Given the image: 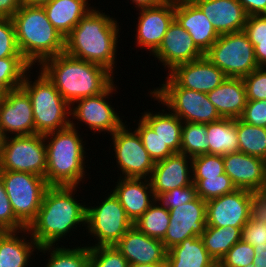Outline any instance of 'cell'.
<instances>
[{
  "mask_svg": "<svg viewBox=\"0 0 266 267\" xmlns=\"http://www.w3.org/2000/svg\"><path fill=\"white\" fill-rule=\"evenodd\" d=\"M168 267H218L201 237H190L167 251Z\"/></svg>",
  "mask_w": 266,
  "mask_h": 267,
  "instance_id": "obj_29",
  "label": "cell"
},
{
  "mask_svg": "<svg viewBox=\"0 0 266 267\" xmlns=\"http://www.w3.org/2000/svg\"><path fill=\"white\" fill-rule=\"evenodd\" d=\"M170 223L161 240L168 251L190 237H200L206 227V201L194 200L169 210Z\"/></svg>",
  "mask_w": 266,
  "mask_h": 267,
  "instance_id": "obj_15",
  "label": "cell"
},
{
  "mask_svg": "<svg viewBox=\"0 0 266 267\" xmlns=\"http://www.w3.org/2000/svg\"><path fill=\"white\" fill-rule=\"evenodd\" d=\"M225 173L237 189L259 191L266 189V161L245 154L233 152L223 155Z\"/></svg>",
  "mask_w": 266,
  "mask_h": 267,
  "instance_id": "obj_20",
  "label": "cell"
},
{
  "mask_svg": "<svg viewBox=\"0 0 266 267\" xmlns=\"http://www.w3.org/2000/svg\"><path fill=\"white\" fill-rule=\"evenodd\" d=\"M241 239L253 247L266 244V223L249 219L242 228Z\"/></svg>",
  "mask_w": 266,
  "mask_h": 267,
  "instance_id": "obj_49",
  "label": "cell"
},
{
  "mask_svg": "<svg viewBox=\"0 0 266 267\" xmlns=\"http://www.w3.org/2000/svg\"><path fill=\"white\" fill-rule=\"evenodd\" d=\"M0 129L4 137H10V132L14 136L34 134L32 102L22 87L0 96Z\"/></svg>",
  "mask_w": 266,
  "mask_h": 267,
  "instance_id": "obj_17",
  "label": "cell"
},
{
  "mask_svg": "<svg viewBox=\"0 0 266 267\" xmlns=\"http://www.w3.org/2000/svg\"><path fill=\"white\" fill-rule=\"evenodd\" d=\"M204 56L227 77L243 78L259 67L254 46L243 30L220 35Z\"/></svg>",
  "mask_w": 266,
  "mask_h": 267,
  "instance_id": "obj_7",
  "label": "cell"
},
{
  "mask_svg": "<svg viewBox=\"0 0 266 267\" xmlns=\"http://www.w3.org/2000/svg\"><path fill=\"white\" fill-rule=\"evenodd\" d=\"M115 85L113 82L101 94L76 100L71 105L77 103V106L71 107L72 119H79L78 121L85 123L90 130H95L94 133L96 131L99 133L106 131L110 135L115 133L124 124L114 108L106 101L109 99L108 96L116 91Z\"/></svg>",
  "mask_w": 266,
  "mask_h": 267,
  "instance_id": "obj_13",
  "label": "cell"
},
{
  "mask_svg": "<svg viewBox=\"0 0 266 267\" xmlns=\"http://www.w3.org/2000/svg\"><path fill=\"white\" fill-rule=\"evenodd\" d=\"M41 71L71 106L76 100L104 92L114 74L101 65L61 53L45 59Z\"/></svg>",
  "mask_w": 266,
  "mask_h": 267,
  "instance_id": "obj_3",
  "label": "cell"
},
{
  "mask_svg": "<svg viewBox=\"0 0 266 267\" xmlns=\"http://www.w3.org/2000/svg\"><path fill=\"white\" fill-rule=\"evenodd\" d=\"M239 119L253 126L266 128V100H247Z\"/></svg>",
  "mask_w": 266,
  "mask_h": 267,
  "instance_id": "obj_47",
  "label": "cell"
},
{
  "mask_svg": "<svg viewBox=\"0 0 266 267\" xmlns=\"http://www.w3.org/2000/svg\"><path fill=\"white\" fill-rule=\"evenodd\" d=\"M130 267H168L166 262L152 263V264H137L130 265Z\"/></svg>",
  "mask_w": 266,
  "mask_h": 267,
  "instance_id": "obj_57",
  "label": "cell"
},
{
  "mask_svg": "<svg viewBox=\"0 0 266 267\" xmlns=\"http://www.w3.org/2000/svg\"><path fill=\"white\" fill-rule=\"evenodd\" d=\"M225 173L222 155L203 154L192 158V179L218 177Z\"/></svg>",
  "mask_w": 266,
  "mask_h": 267,
  "instance_id": "obj_40",
  "label": "cell"
},
{
  "mask_svg": "<svg viewBox=\"0 0 266 267\" xmlns=\"http://www.w3.org/2000/svg\"><path fill=\"white\" fill-rule=\"evenodd\" d=\"M19 233L25 235L29 233V230L25 228L20 231L0 232V267H27L28 260L33 255L32 252L39 249L32 237L28 242L25 236L22 235V238L18 236Z\"/></svg>",
  "mask_w": 266,
  "mask_h": 267,
  "instance_id": "obj_27",
  "label": "cell"
},
{
  "mask_svg": "<svg viewBox=\"0 0 266 267\" xmlns=\"http://www.w3.org/2000/svg\"><path fill=\"white\" fill-rule=\"evenodd\" d=\"M22 56L16 41L15 28L11 18L0 17V59Z\"/></svg>",
  "mask_w": 266,
  "mask_h": 267,
  "instance_id": "obj_43",
  "label": "cell"
},
{
  "mask_svg": "<svg viewBox=\"0 0 266 267\" xmlns=\"http://www.w3.org/2000/svg\"><path fill=\"white\" fill-rule=\"evenodd\" d=\"M86 229L98 241L93 246L115 245L133 226L127 217L125 209L111 191L110 195L99 206L86 207Z\"/></svg>",
  "mask_w": 266,
  "mask_h": 267,
  "instance_id": "obj_11",
  "label": "cell"
},
{
  "mask_svg": "<svg viewBox=\"0 0 266 267\" xmlns=\"http://www.w3.org/2000/svg\"><path fill=\"white\" fill-rule=\"evenodd\" d=\"M150 94L182 122L208 124L222 119L207 93L182 87H158Z\"/></svg>",
  "mask_w": 266,
  "mask_h": 267,
  "instance_id": "obj_10",
  "label": "cell"
},
{
  "mask_svg": "<svg viewBox=\"0 0 266 267\" xmlns=\"http://www.w3.org/2000/svg\"><path fill=\"white\" fill-rule=\"evenodd\" d=\"M114 19L92 8L65 37L64 52L101 65L113 74L120 37L119 24Z\"/></svg>",
  "mask_w": 266,
  "mask_h": 267,
  "instance_id": "obj_1",
  "label": "cell"
},
{
  "mask_svg": "<svg viewBox=\"0 0 266 267\" xmlns=\"http://www.w3.org/2000/svg\"><path fill=\"white\" fill-rule=\"evenodd\" d=\"M243 31L254 47L259 42H266V15L247 16Z\"/></svg>",
  "mask_w": 266,
  "mask_h": 267,
  "instance_id": "obj_48",
  "label": "cell"
},
{
  "mask_svg": "<svg viewBox=\"0 0 266 267\" xmlns=\"http://www.w3.org/2000/svg\"><path fill=\"white\" fill-rule=\"evenodd\" d=\"M254 267H266V244L254 246Z\"/></svg>",
  "mask_w": 266,
  "mask_h": 267,
  "instance_id": "obj_53",
  "label": "cell"
},
{
  "mask_svg": "<svg viewBox=\"0 0 266 267\" xmlns=\"http://www.w3.org/2000/svg\"><path fill=\"white\" fill-rule=\"evenodd\" d=\"M206 124L183 122L180 153L191 158L209 154Z\"/></svg>",
  "mask_w": 266,
  "mask_h": 267,
  "instance_id": "obj_37",
  "label": "cell"
},
{
  "mask_svg": "<svg viewBox=\"0 0 266 267\" xmlns=\"http://www.w3.org/2000/svg\"><path fill=\"white\" fill-rule=\"evenodd\" d=\"M47 151L44 135L5 137L0 152V171L28 172L45 178Z\"/></svg>",
  "mask_w": 266,
  "mask_h": 267,
  "instance_id": "obj_9",
  "label": "cell"
},
{
  "mask_svg": "<svg viewBox=\"0 0 266 267\" xmlns=\"http://www.w3.org/2000/svg\"><path fill=\"white\" fill-rule=\"evenodd\" d=\"M254 247L242 239L234 244L218 263V267H246L253 264Z\"/></svg>",
  "mask_w": 266,
  "mask_h": 267,
  "instance_id": "obj_42",
  "label": "cell"
},
{
  "mask_svg": "<svg viewBox=\"0 0 266 267\" xmlns=\"http://www.w3.org/2000/svg\"><path fill=\"white\" fill-rule=\"evenodd\" d=\"M149 179L155 197L175 188L187 187L193 183L192 158L185 154L174 153L166 159L155 162Z\"/></svg>",
  "mask_w": 266,
  "mask_h": 267,
  "instance_id": "obj_21",
  "label": "cell"
},
{
  "mask_svg": "<svg viewBox=\"0 0 266 267\" xmlns=\"http://www.w3.org/2000/svg\"><path fill=\"white\" fill-rule=\"evenodd\" d=\"M25 74L21 87L29 95L34 116V134L65 129L71 125V106L58 92L54 84L40 70L38 79L33 81Z\"/></svg>",
  "mask_w": 266,
  "mask_h": 267,
  "instance_id": "obj_6",
  "label": "cell"
},
{
  "mask_svg": "<svg viewBox=\"0 0 266 267\" xmlns=\"http://www.w3.org/2000/svg\"><path fill=\"white\" fill-rule=\"evenodd\" d=\"M115 246L130 265L166 262L167 250L163 242L145 235L134 225Z\"/></svg>",
  "mask_w": 266,
  "mask_h": 267,
  "instance_id": "obj_22",
  "label": "cell"
},
{
  "mask_svg": "<svg viewBox=\"0 0 266 267\" xmlns=\"http://www.w3.org/2000/svg\"><path fill=\"white\" fill-rule=\"evenodd\" d=\"M125 209L127 217L134 223L155 202L150 179L120 178L112 190Z\"/></svg>",
  "mask_w": 266,
  "mask_h": 267,
  "instance_id": "obj_24",
  "label": "cell"
},
{
  "mask_svg": "<svg viewBox=\"0 0 266 267\" xmlns=\"http://www.w3.org/2000/svg\"><path fill=\"white\" fill-rule=\"evenodd\" d=\"M209 154L226 155L239 151L236 119L222 118L206 124Z\"/></svg>",
  "mask_w": 266,
  "mask_h": 267,
  "instance_id": "obj_31",
  "label": "cell"
},
{
  "mask_svg": "<svg viewBox=\"0 0 266 267\" xmlns=\"http://www.w3.org/2000/svg\"><path fill=\"white\" fill-rule=\"evenodd\" d=\"M4 136L2 134V131L0 129V152H1V149H2V146H3V143H4Z\"/></svg>",
  "mask_w": 266,
  "mask_h": 267,
  "instance_id": "obj_58",
  "label": "cell"
},
{
  "mask_svg": "<svg viewBox=\"0 0 266 267\" xmlns=\"http://www.w3.org/2000/svg\"><path fill=\"white\" fill-rule=\"evenodd\" d=\"M137 124L138 127L135 128V130L138 132L144 148L154 162L166 159L174 154L166 145H164L160 137L142 118Z\"/></svg>",
  "mask_w": 266,
  "mask_h": 267,
  "instance_id": "obj_39",
  "label": "cell"
},
{
  "mask_svg": "<svg viewBox=\"0 0 266 267\" xmlns=\"http://www.w3.org/2000/svg\"><path fill=\"white\" fill-rule=\"evenodd\" d=\"M213 24L219 35L242 31L247 14L238 0H192Z\"/></svg>",
  "mask_w": 266,
  "mask_h": 267,
  "instance_id": "obj_25",
  "label": "cell"
},
{
  "mask_svg": "<svg viewBox=\"0 0 266 267\" xmlns=\"http://www.w3.org/2000/svg\"><path fill=\"white\" fill-rule=\"evenodd\" d=\"M251 200L252 191L236 189L206 201V226L244 227L250 219Z\"/></svg>",
  "mask_w": 266,
  "mask_h": 267,
  "instance_id": "obj_16",
  "label": "cell"
},
{
  "mask_svg": "<svg viewBox=\"0 0 266 267\" xmlns=\"http://www.w3.org/2000/svg\"><path fill=\"white\" fill-rule=\"evenodd\" d=\"M247 16L266 15V0H238Z\"/></svg>",
  "mask_w": 266,
  "mask_h": 267,
  "instance_id": "obj_51",
  "label": "cell"
},
{
  "mask_svg": "<svg viewBox=\"0 0 266 267\" xmlns=\"http://www.w3.org/2000/svg\"><path fill=\"white\" fill-rule=\"evenodd\" d=\"M250 219L266 223V189L252 191Z\"/></svg>",
  "mask_w": 266,
  "mask_h": 267,
  "instance_id": "obj_50",
  "label": "cell"
},
{
  "mask_svg": "<svg viewBox=\"0 0 266 267\" xmlns=\"http://www.w3.org/2000/svg\"><path fill=\"white\" fill-rule=\"evenodd\" d=\"M76 186H49L35 220L27 228L39 247L55 245L77 225H86V205L74 198ZM74 193V194H73Z\"/></svg>",
  "mask_w": 266,
  "mask_h": 267,
  "instance_id": "obj_2",
  "label": "cell"
},
{
  "mask_svg": "<svg viewBox=\"0 0 266 267\" xmlns=\"http://www.w3.org/2000/svg\"><path fill=\"white\" fill-rule=\"evenodd\" d=\"M192 182L196 186L197 196L204 201L229 194L237 189L226 173L207 179H192Z\"/></svg>",
  "mask_w": 266,
  "mask_h": 267,
  "instance_id": "obj_38",
  "label": "cell"
},
{
  "mask_svg": "<svg viewBox=\"0 0 266 267\" xmlns=\"http://www.w3.org/2000/svg\"><path fill=\"white\" fill-rule=\"evenodd\" d=\"M256 62L259 67H266V42H259L254 47Z\"/></svg>",
  "mask_w": 266,
  "mask_h": 267,
  "instance_id": "obj_54",
  "label": "cell"
},
{
  "mask_svg": "<svg viewBox=\"0 0 266 267\" xmlns=\"http://www.w3.org/2000/svg\"><path fill=\"white\" fill-rule=\"evenodd\" d=\"M88 267H130L115 245L90 247Z\"/></svg>",
  "mask_w": 266,
  "mask_h": 267,
  "instance_id": "obj_41",
  "label": "cell"
},
{
  "mask_svg": "<svg viewBox=\"0 0 266 267\" xmlns=\"http://www.w3.org/2000/svg\"><path fill=\"white\" fill-rule=\"evenodd\" d=\"M11 19L19 51L32 67L64 53L65 38L49 21L42 6L22 4Z\"/></svg>",
  "mask_w": 266,
  "mask_h": 267,
  "instance_id": "obj_4",
  "label": "cell"
},
{
  "mask_svg": "<svg viewBox=\"0 0 266 267\" xmlns=\"http://www.w3.org/2000/svg\"><path fill=\"white\" fill-rule=\"evenodd\" d=\"M88 0H50L42 5L47 18L64 36L72 31L78 22L91 10Z\"/></svg>",
  "mask_w": 266,
  "mask_h": 267,
  "instance_id": "obj_28",
  "label": "cell"
},
{
  "mask_svg": "<svg viewBox=\"0 0 266 267\" xmlns=\"http://www.w3.org/2000/svg\"><path fill=\"white\" fill-rule=\"evenodd\" d=\"M175 20L186 29L203 53L220 36L205 13L192 0H175Z\"/></svg>",
  "mask_w": 266,
  "mask_h": 267,
  "instance_id": "obj_23",
  "label": "cell"
},
{
  "mask_svg": "<svg viewBox=\"0 0 266 267\" xmlns=\"http://www.w3.org/2000/svg\"><path fill=\"white\" fill-rule=\"evenodd\" d=\"M32 66L22 56L0 59V96L21 87L25 74Z\"/></svg>",
  "mask_w": 266,
  "mask_h": 267,
  "instance_id": "obj_36",
  "label": "cell"
},
{
  "mask_svg": "<svg viewBox=\"0 0 266 267\" xmlns=\"http://www.w3.org/2000/svg\"><path fill=\"white\" fill-rule=\"evenodd\" d=\"M168 70L204 56L191 35L175 19L169 25L161 45L153 54Z\"/></svg>",
  "mask_w": 266,
  "mask_h": 267,
  "instance_id": "obj_19",
  "label": "cell"
},
{
  "mask_svg": "<svg viewBox=\"0 0 266 267\" xmlns=\"http://www.w3.org/2000/svg\"><path fill=\"white\" fill-rule=\"evenodd\" d=\"M40 252H50V258L46 267H88L90 257V247L65 248L61 245H47L39 247Z\"/></svg>",
  "mask_w": 266,
  "mask_h": 267,
  "instance_id": "obj_35",
  "label": "cell"
},
{
  "mask_svg": "<svg viewBox=\"0 0 266 267\" xmlns=\"http://www.w3.org/2000/svg\"><path fill=\"white\" fill-rule=\"evenodd\" d=\"M15 217L26 227L35 220L49 185L46 179L28 172L0 171Z\"/></svg>",
  "mask_w": 266,
  "mask_h": 267,
  "instance_id": "obj_8",
  "label": "cell"
},
{
  "mask_svg": "<svg viewBox=\"0 0 266 267\" xmlns=\"http://www.w3.org/2000/svg\"><path fill=\"white\" fill-rule=\"evenodd\" d=\"M50 0H22V4L31 6H42L48 3Z\"/></svg>",
  "mask_w": 266,
  "mask_h": 267,
  "instance_id": "obj_56",
  "label": "cell"
},
{
  "mask_svg": "<svg viewBox=\"0 0 266 267\" xmlns=\"http://www.w3.org/2000/svg\"><path fill=\"white\" fill-rule=\"evenodd\" d=\"M169 223V210L155 200L133 225L145 235L162 240L169 227Z\"/></svg>",
  "mask_w": 266,
  "mask_h": 267,
  "instance_id": "obj_34",
  "label": "cell"
},
{
  "mask_svg": "<svg viewBox=\"0 0 266 267\" xmlns=\"http://www.w3.org/2000/svg\"><path fill=\"white\" fill-rule=\"evenodd\" d=\"M135 3L136 8L143 9L149 7H156L163 4L167 0H130Z\"/></svg>",
  "mask_w": 266,
  "mask_h": 267,
  "instance_id": "obj_55",
  "label": "cell"
},
{
  "mask_svg": "<svg viewBox=\"0 0 266 267\" xmlns=\"http://www.w3.org/2000/svg\"><path fill=\"white\" fill-rule=\"evenodd\" d=\"M242 79L247 100H266V67H258Z\"/></svg>",
  "mask_w": 266,
  "mask_h": 267,
  "instance_id": "obj_44",
  "label": "cell"
},
{
  "mask_svg": "<svg viewBox=\"0 0 266 267\" xmlns=\"http://www.w3.org/2000/svg\"><path fill=\"white\" fill-rule=\"evenodd\" d=\"M197 197L196 186L194 183L187 187L175 188L168 192H163L156 197L157 202L165 206L168 210L179 205L188 203Z\"/></svg>",
  "mask_w": 266,
  "mask_h": 267,
  "instance_id": "obj_45",
  "label": "cell"
},
{
  "mask_svg": "<svg viewBox=\"0 0 266 267\" xmlns=\"http://www.w3.org/2000/svg\"><path fill=\"white\" fill-rule=\"evenodd\" d=\"M75 125L72 120L69 127L44 135L47 151L45 179L49 186L78 187L86 176L85 144Z\"/></svg>",
  "mask_w": 266,
  "mask_h": 267,
  "instance_id": "obj_5",
  "label": "cell"
},
{
  "mask_svg": "<svg viewBox=\"0 0 266 267\" xmlns=\"http://www.w3.org/2000/svg\"><path fill=\"white\" fill-rule=\"evenodd\" d=\"M137 37L138 47L148 49L153 55L161 45L169 25L175 19V0H167L156 7L139 10Z\"/></svg>",
  "mask_w": 266,
  "mask_h": 267,
  "instance_id": "obj_18",
  "label": "cell"
},
{
  "mask_svg": "<svg viewBox=\"0 0 266 267\" xmlns=\"http://www.w3.org/2000/svg\"><path fill=\"white\" fill-rule=\"evenodd\" d=\"M25 228L26 227L15 217L4 183L0 176V230L20 231Z\"/></svg>",
  "mask_w": 266,
  "mask_h": 267,
  "instance_id": "obj_46",
  "label": "cell"
},
{
  "mask_svg": "<svg viewBox=\"0 0 266 267\" xmlns=\"http://www.w3.org/2000/svg\"><path fill=\"white\" fill-rule=\"evenodd\" d=\"M144 112L142 119L173 153H180L183 122L172 112Z\"/></svg>",
  "mask_w": 266,
  "mask_h": 267,
  "instance_id": "obj_30",
  "label": "cell"
},
{
  "mask_svg": "<svg viewBox=\"0 0 266 267\" xmlns=\"http://www.w3.org/2000/svg\"><path fill=\"white\" fill-rule=\"evenodd\" d=\"M207 96L222 118L239 119L247 102L243 79L238 77H227Z\"/></svg>",
  "mask_w": 266,
  "mask_h": 267,
  "instance_id": "obj_26",
  "label": "cell"
},
{
  "mask_svg": "<svg viewBox=\"0 0 266 267\" xmlns=\"http://www.w3.org/2000/svg\"><path fill=\"white\" fill-rule=\"evenodd\" d=\"M111 136L117 166L123 174V176L120 175V178L146 179L147 177L149 179L155 162L144 148L138 132L136 130L129 131L124 123Z\"/></svg>",
  "mask_w": 266,
  "mask_h": 267,
  "instance_id": "obj_12",
  "label": "cell"
},
{
  "mask_svg": "<svg viewBox=\"0 0 266 267\" xmlns=\"http://www.w3.org/2000/svg\"><path fill=\"white\" fill-rule=\"evenodd\" d=\"M239 151L266 161V128L236 119Z\"/></svg>",
  "mask_w": 266,
  "mask_h": 267,
  "instance_id": "obj_33",
  "label": "cell"
},
{
  "mask_svg": "<svg viewBox=\"0 0 266 267\" xmlns=\"http://www.w3.org/2000/svg\"><path fill=\"white\" fill-rule=\"evenodd\" d=\"M169 72L161 87H182L203 93L214 90L227 78L224 72L205 56L177 65Z\"/></svg>",
  "mask_w": 266,
  "mask_h": 267,
  "instance_id": "obj_14",
  "label": "cell"
},
{
  "mask_svg": "<svg viewBox=\"0 0 266 267\" xmlns=\"http://www.w3.org/2000/svg\"><path fill=\"white\" fill-rule=\"evenodd\" d=\"M243 227H213L206 226L200 236L208 254L217 262L226 255L229 249L241 240Z\"/></svg>",
  "mask_w": 266,
  "mask_h": 267,
  "instance_id": "obj_32",
  "label": "cell"
},
{
  "mask_svg": "<svg viewBox=\"0 0 266 267\" xmlns=\"http://www.w3.org/2000/svg\"><path fill=\"white\" fill-rule=\"evenodd\" d=\"M22 5V0H0V17L12 18Z\"/></svg>",
  "mask_w": 266,
  "mask_h": 267,
  "instance_id": "obj_52",
  "label": "cell"
}]
</instances>
